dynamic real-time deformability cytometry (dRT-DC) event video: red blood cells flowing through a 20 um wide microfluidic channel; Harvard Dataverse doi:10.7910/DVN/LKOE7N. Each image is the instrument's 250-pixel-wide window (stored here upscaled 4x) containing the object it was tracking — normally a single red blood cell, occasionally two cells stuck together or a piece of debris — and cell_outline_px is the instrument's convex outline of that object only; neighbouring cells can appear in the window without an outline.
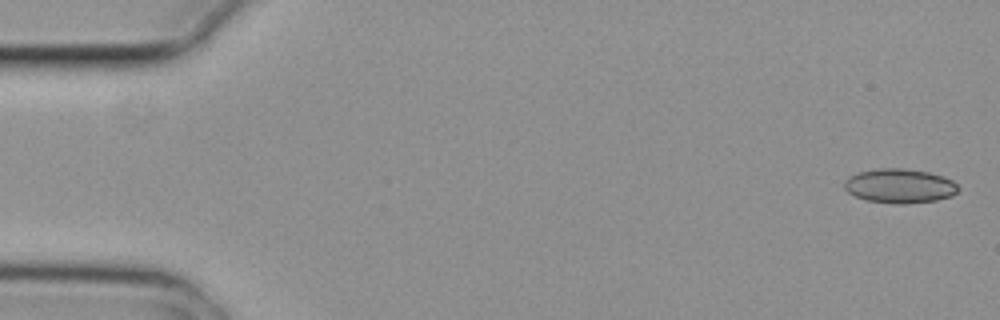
{"species": "common noctule bat (a hibernating species)", "species_latin": "Nyctalus noctula", "temperature_condition": "cold", "stored_images_in_passage": 3, "camera_frame_rate_fps": 3000, "um_per_image_px": 0.085, "animal": {"sex": "female", "body_mass_g": 29.2, "forearm_length_mm": 56.3}, "frame": {"image": 1, "passage_image": 1, "time_ms": 0.0, "image_size_px": [1000, 320], "cell_outline_px": [[960, 188], [952, 196], [936, 200], [904, 204], [896, 204], [864, 200], [848, 192], [844, 188], [844, 180], [848, 176], [860, 172], [880, 168], [900, 168], [928, 172], [944, 176], [952, 180]], "centroid_in_image_um": [76.46, 15.81], "position_along_channel_um": 8.5, "area_um2": 22.83}}